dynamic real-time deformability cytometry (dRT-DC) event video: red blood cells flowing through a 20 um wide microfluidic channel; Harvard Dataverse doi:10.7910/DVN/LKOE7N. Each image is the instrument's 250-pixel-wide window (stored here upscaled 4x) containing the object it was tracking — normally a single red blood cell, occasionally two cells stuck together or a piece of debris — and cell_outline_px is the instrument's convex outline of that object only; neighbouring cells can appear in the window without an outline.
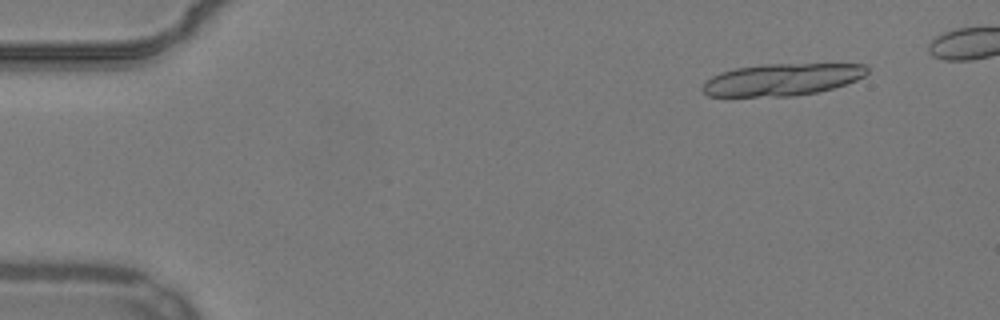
{"species": "common noctule bat (a hibernating species)", "species_latin": "Nyctalus noctula", "temperature_condition": "warm", "stored_images_in_passage": 15, "camera_frame_rate_fps": 3000, "um_per_image_px": 0.085, "animal": {"sex": "male", "body_mass_g": 19.2, "forearm_length_mm": 51.8}, "frame": {"image": 1, "passage_image": 1, "time_ms": 0.0, "image_size_px": [1000, 320], "cell_outline_px": [[868, 72], [864, 76], [856, 80], [832, 88], [816, 92], [792, 96], [708, 96], [700, 88], [704, 80], [720, 72], [736, 68], [764, 64], [864, 64], [868, 68]], "centroid_in_image_um": [66.42, 6.76], "position_along_channel_um": 18.6, "area_um2": 30.69}}